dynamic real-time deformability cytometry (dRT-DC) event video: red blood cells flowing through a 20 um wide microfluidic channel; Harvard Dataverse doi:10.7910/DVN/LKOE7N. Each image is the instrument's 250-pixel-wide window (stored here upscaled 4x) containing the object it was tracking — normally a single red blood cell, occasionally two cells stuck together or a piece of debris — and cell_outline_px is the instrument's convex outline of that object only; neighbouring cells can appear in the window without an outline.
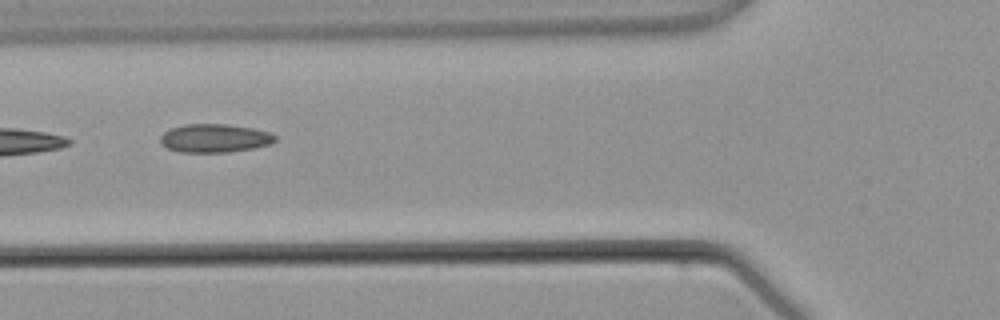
{"species": "common noctule bat (a hibernating species)", "species_latin": "Nyctalus noctula", "temperature_condition": "warm", "stored_images_in_passage": 4, "camera_frame_rate_fps": 3000, "um_per_image_px": 0.085, "animal": {"sex": "male", "body_mass_g": 21.5, "forearm_length_mm": 52.0}, "frame": {"image": 1, "passage_image": 4, "time_ms": 4.333, "image_size_px": [1000, 320], "cell_outline_px": [[276, 140], [268, 144], [252, 148], [228, 152], [180, 152], [168, 148], [160, 144], [160, 136], [164, 132], [172, 128], [184, 124], [228, 124], [252, 128], [268, 132], [276, 136]], "centroid_in_image_um": [18.2, 11.74], "position_along_channel_um": 107.6, "area_um2": 18.9}}